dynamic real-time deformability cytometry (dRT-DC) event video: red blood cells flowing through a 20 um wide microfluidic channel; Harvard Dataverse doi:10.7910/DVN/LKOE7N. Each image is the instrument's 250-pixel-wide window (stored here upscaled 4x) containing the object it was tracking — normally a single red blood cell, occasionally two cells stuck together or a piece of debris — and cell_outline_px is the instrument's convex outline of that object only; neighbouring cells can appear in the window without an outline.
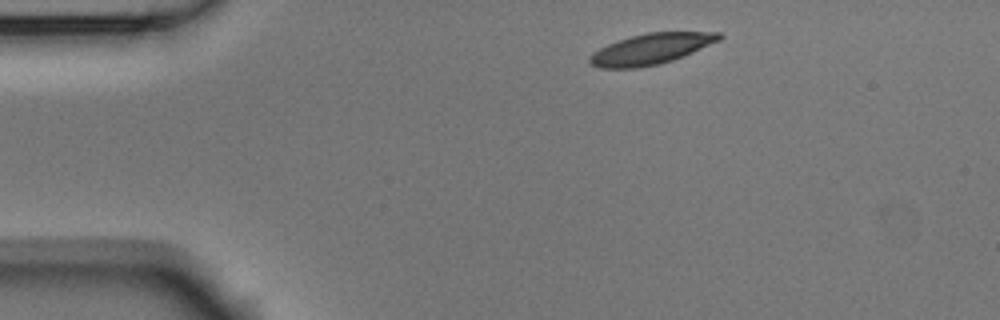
{"species": "Egyptian fruit bat (a non-hibernating species)", "species_latin": "Rousettus aegyptiacus", "temperature_condition": "room temperature", "stored_images_in_passage": 4, "camera_frame_rate_fps": 3000, "um_per_image_px": 0.085, "animal": {"sex": "male"}, "frame": {"image": 1, "passage_image": 1, "time_ms": 0.0, "image_size_px": [1000, 320], "cell_outline_px": [[724, 36], [720, 40], [692, 52], [672, 60], [660, 64], [636, 68], [600, 68], [592, 64], [588, 60], [588, 56], [592, 52], [608, 44], [632, 36], [648, 32], [720, 32]], "centroid_in_image_um": [55.32, 4.16], "position_along_channel_um": 29.7, "area_um2": 23.0}}
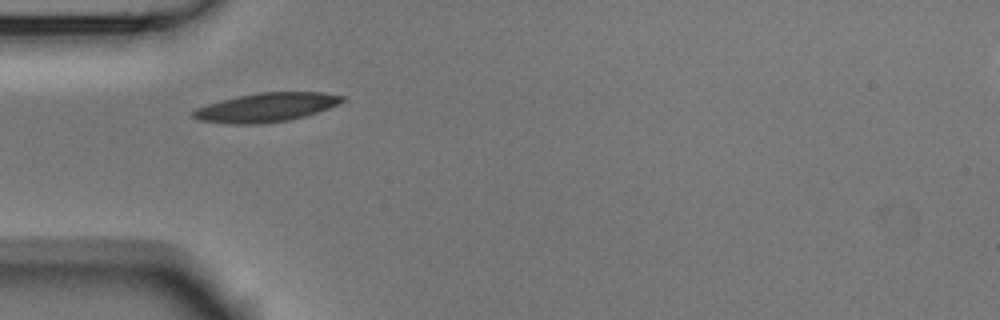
{"frame": {"image": 2, "passage_image": 3, "time_ms": 0.667, "image_size_px": [1000, 320], "cell_outline_px": [[348, 96], [344, 100], [328, 108], [304, 116], [288, 120], [260, 124], [232, 124], [200, 120], [192, 116], [192, 112], [196, 108], [220, 100], [236, 96], [260, 92], [324, 92]], "centroid_in_image_um": [22.64, 9.11], "position_along_channel_um": 62.4, "area_um2": 25.03}}
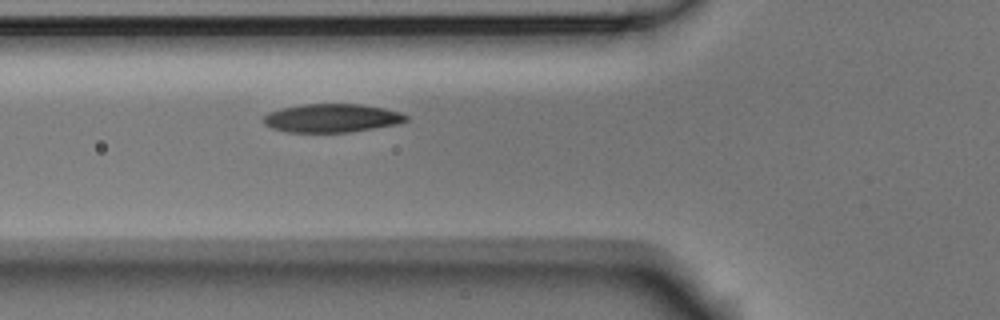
{"frame": {"image": 3, "passage_image": 4, "time_ms": 1.0, "image_size_px": [1000, 320], "cell_outline_px": [[408, 120], [400, 124], [348, 132], [288, 132], [272, 128], [264, 124], [264, 116], [268, 112], [284, 108], [304, 104], [360, 104], [384, 108], [400, 112], [408, 116]], "centroid_in_image_um": [28.24, 10.04], "position_along_channel_um": 97.6, "area_um2": 23.58}}